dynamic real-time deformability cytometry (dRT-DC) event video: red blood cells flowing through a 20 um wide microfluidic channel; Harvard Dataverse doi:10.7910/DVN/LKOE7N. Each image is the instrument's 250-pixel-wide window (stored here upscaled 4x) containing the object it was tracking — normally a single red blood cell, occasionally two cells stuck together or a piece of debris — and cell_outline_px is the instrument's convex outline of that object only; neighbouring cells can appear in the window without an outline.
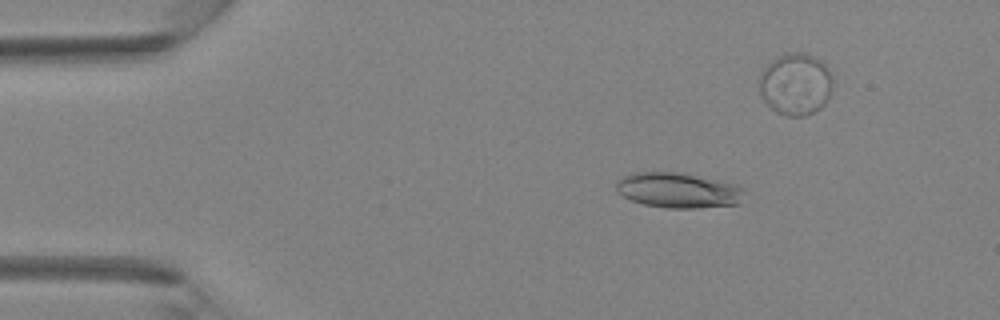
{"species": "Egyptian fruit bat (a non-hibernating species)", "species_latin": "Rousettus aegyptiacus", "temperature_condition": "room temperature", "stored_images_in_passage": 5, "camera_frame_rate_fps": 3000, "um_per_image_px": 0.085, "animal": {"sex": "female"}, "frame": {"image": 1, "passage_image": 2, "time_ms": 1.333, "image_size_px": [1000, 320], "cell_outline_px": [[744, 192], [736, 204], [700, 208], [668, 208], [644, 204], [632, 200], [616, 192], [616, 180], [620, 176], [632, 172], [680, 172], [716, 180], [732, 184], [740, 188]], "centroid_in_image_um": [57.54, 16.16], "position_along_channel_um": 27.5, "area_um2": 26.07}}
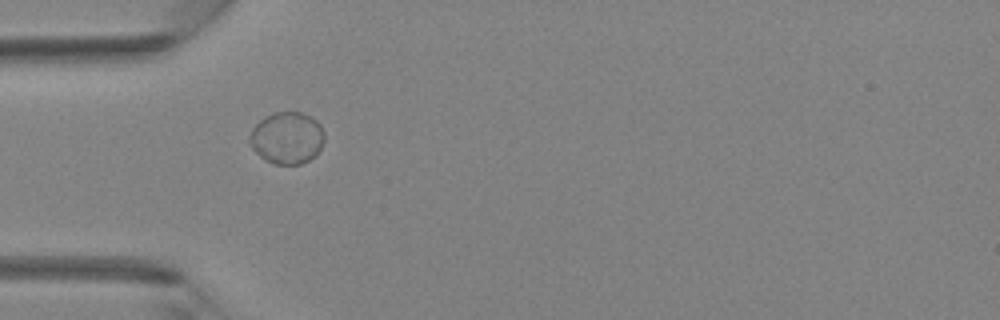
{"frame": {"image": 2, "passage_image": 4, "time_ms": 4.333, "image_size_px": [1000, 320], "cell_outline_px": [[324, 140], [316, 156], [300, 164], [276, 164], [264, 160], [248, 144], [248, 140], [252, 128], [264, 116], [276, 112], [300, 112], [316, 120], [320, 124], [324, 132]], "centroid_in_image_um": [24.38, 11.73], "position_along_channel_um": 60.6, "area_um2": 22.72}}
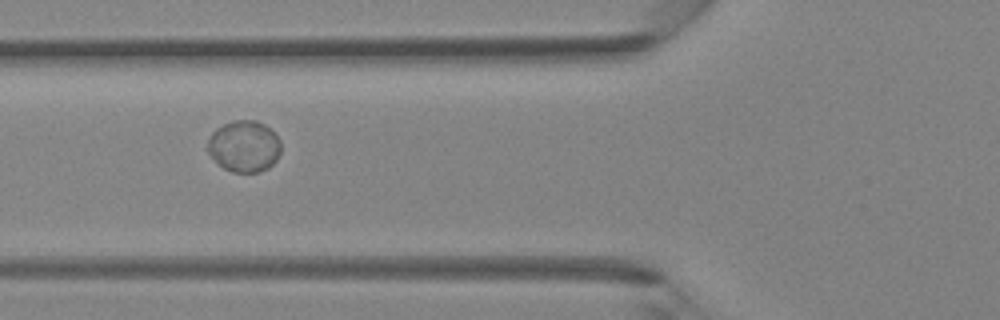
{"frame": {"image": 3, "passage_image": 5, "time_ms": 5.333, "image_size_px": [1000, 320], "cell_outline_px": [[280, 152], [276, 160], [268, 168], [260, 172], [232, 172], [224, 168], [208, 152], [208, 140], [212, 132], [216, 128], [232, 120], [256, 120], [264, 124], [280, 140]], "centroid_in_image_um": [20.75, 12.43], "position_along_channel_um": 105.0, "area_um2": 21.79}}